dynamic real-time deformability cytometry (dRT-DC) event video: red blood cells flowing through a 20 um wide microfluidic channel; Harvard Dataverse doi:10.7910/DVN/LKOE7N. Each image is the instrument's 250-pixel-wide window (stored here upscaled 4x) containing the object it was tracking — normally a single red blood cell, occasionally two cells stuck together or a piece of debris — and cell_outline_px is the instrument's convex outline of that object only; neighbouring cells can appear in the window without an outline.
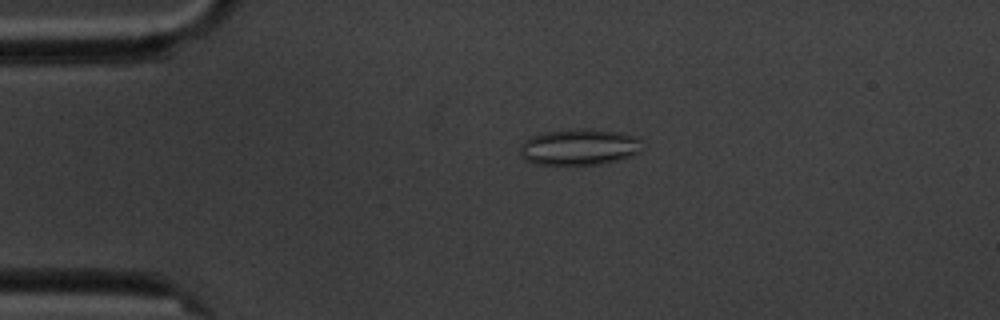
{"species": "common noctule bat (a hibernating species)", "species_latin": "Nyctalus noctula", "temperature_condition": "cold", "stored_images_in_passage": 5, "camera_frame_rate_fps": 3000, "um_per_image_px": 0.085, "animal": {"sex": "male", "body_mass_g": 20.1, "forearm_length_mm": 53.5}, "frame": {"image": 1, "passage_image": 4, "time_ms": 3.333, "image_size_px": [1000, 320], "cell_outline_px": [[640, 152], [632, 156], [620, 160], [600, 164], [572, 168], [536, 164], [524, 160], [520, 156], [520, 144], [528, 136], [544, 132], [572, 128], [588, 128], [620, 132], [636, 136], [640, 140]], "centroid_in_image_um": [49.17, 12.53], "position_along_channel_um": 35.8, "area_um2": 27.17}}